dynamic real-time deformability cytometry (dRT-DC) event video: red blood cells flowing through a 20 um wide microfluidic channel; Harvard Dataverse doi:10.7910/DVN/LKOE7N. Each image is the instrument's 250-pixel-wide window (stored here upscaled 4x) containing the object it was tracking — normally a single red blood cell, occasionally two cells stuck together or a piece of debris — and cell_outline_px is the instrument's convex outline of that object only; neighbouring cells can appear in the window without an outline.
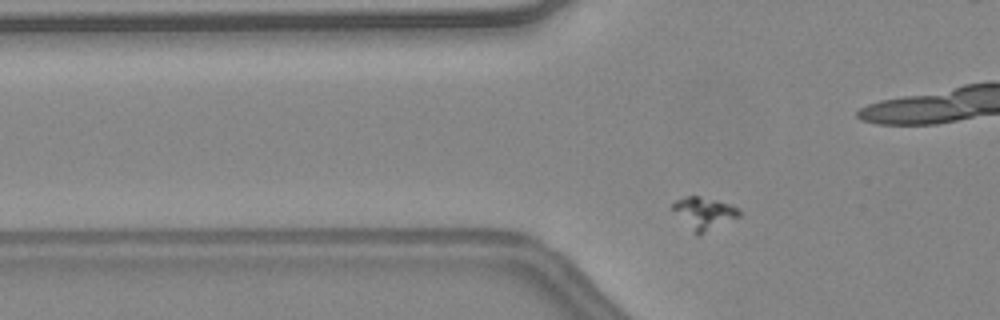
{"species": "common noctule bat (a hibernating species)", "species_latin": "Nyctalus noctula", "temperature_condition": "warm", "stored_images_in_passage": 39, "camera_frame_rate_fps": 3000, "um_per_image_px": 0.085, "animal": {"sex": "female", "body_mass_g": 24.6, "forearm_length_mm": 56.2}, "frame": {"image": 1, "passage_image": 6, "time_ms": 1.667, "image_size_px": [1000, 320], "cell_outline_px": [[740, 216], [696, 236], [672, 208], [672, 204], [676, 200], [688, 196], [700, 196], [716, 200], [728, 204], [736, 208], [740, 212]], "centroid_in_image_um": [59.82, 18.11], "position_along_channel_um": 66.0, "area_um2": 11.96}}